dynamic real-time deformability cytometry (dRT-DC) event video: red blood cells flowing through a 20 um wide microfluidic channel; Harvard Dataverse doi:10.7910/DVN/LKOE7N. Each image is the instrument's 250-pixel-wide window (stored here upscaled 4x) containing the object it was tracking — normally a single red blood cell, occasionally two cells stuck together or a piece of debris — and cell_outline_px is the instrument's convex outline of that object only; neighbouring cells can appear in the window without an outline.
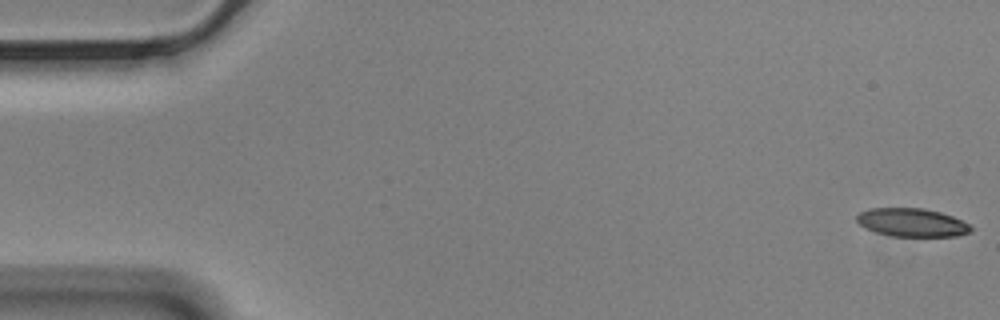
{"species": "Egyptian fruit bat (a non-hibernating species)", "species_latin": "Rousettus aegyptiacus", "temperature_condition": "cold", "stored_images_in_passage": 57, "segment_of_instrument_passage": [1, 2], "camera_frame_rate_fps": 3000, "um_per_image_px": 0.085, "animal": {"sex": "male"}, "frame": {"image": 1, "passage_image": 1, "time_ms": 0.0, "image_size_px": [1000, 320], "cell_outline_px": [[972, 232], [956, 236], [892, 236], [876, 232], [864, 228], [856, 220], [856, 216], [860, 212], [868, 208], [924, 208], [940, 212], [952, 216], [968, 224], [972, 228]], "centroid_in_image_um": [77.49, 18.91], "position_along_channel_um": 7.5, "area_um2": 18.84}}
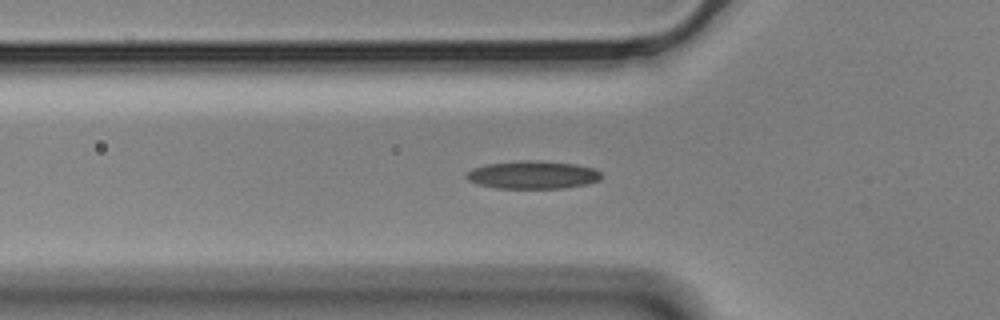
{"frame": {"image": 2, "passage_image": 19, "time_ms": 6.0, "image_size_px": [1000, 320], "cell_outline_px": [[600, 180], [588, 184], [564, 188], [496, 188], [476, 184], [468, 180], [464, 176], [472, 168], [488, 164], [520, 160], [540, 160], [576, 164], [596, 168], [600, 172]], "centroid_in_image_um": [45.29, 14.86], "position_along_channel_um": 80.5, "area_um2": 22.2}}
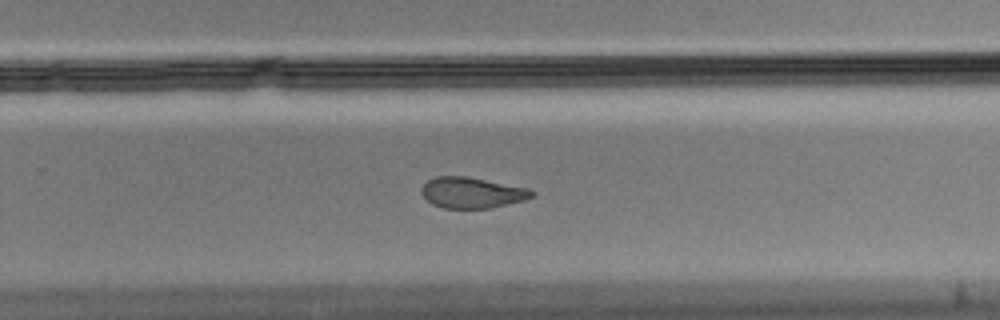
{"frame": {"image": 3, "passage_image": 37, "time_ms": 12.0, "image_size_px": [1000, 320], "cell_outline_px": [[536, 192], [532, 196], [524, 200], [492, 208], [444, 208], [432, 204], [420, 192], [424, 184], [428, 180], [436, 176], [464, 176], [528, 188]], "centroid_in_image_um": [40.11, 16.38], "position_along_channel_um": 289.7, "area_um2": 19.65}}